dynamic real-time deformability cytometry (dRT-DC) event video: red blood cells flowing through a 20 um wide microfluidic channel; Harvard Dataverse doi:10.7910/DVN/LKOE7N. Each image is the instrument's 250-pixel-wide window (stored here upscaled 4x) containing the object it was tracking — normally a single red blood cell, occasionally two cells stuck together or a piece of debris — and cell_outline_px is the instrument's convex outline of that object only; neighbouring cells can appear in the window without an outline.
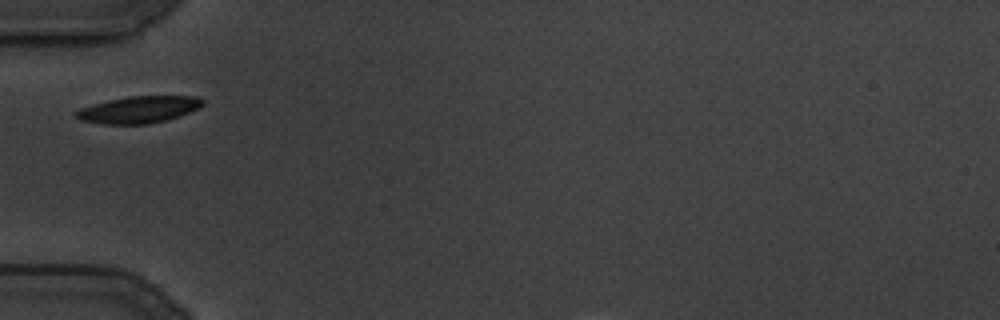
{"species": "common noctule bat (a hibernating species)", "species_latin": "Nyctalus noctula", "temperature_condition": "cold", "stored_images_in_passage": 73, "camera_frame_rate_fps": 3000, "um_per_image_px": 0.085, "animal": {"sex": "male", "body_mass_g": 19.5, "forearm_length_mm": 54.6}, "frame": {"image": 1, "passage_image": 1, "time_ms": 0.0, "image_size_px": [1000, 320], "cell_outline_px": [[204, 104], [200, 108], [180, 116], [168, 120], [148, 124], [100, 124], [80, 120], [72, 112], [80, 108], [92, 104], [108, 100], [128, 96], [196, 96], [204, 100]], "centroid_in_image_um": [11.79, 9.32], "position_along_channel_um": 73.2, "area_um2": 20.11}}
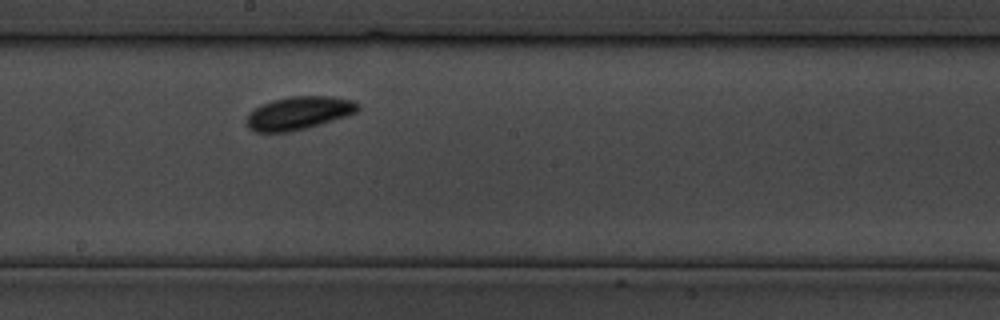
{"frame": {"image": 2, "passage_image": 30, "time_ms": 9.667, "image_size_px": [1000, 320], "cell_outline_px": [[360, 108], [356, 112], [320, 124], [288, 132], [256, 132], [248, 128], [244, 124], [244, 120], [248, 112], [272, 100], [292, 96], [332, 96], [356, 100], [360, 104]], "centroid_in_image_um": [25.37, 9.6], "position_along_channel_um": 222.8, "area_um2": 21.56}}
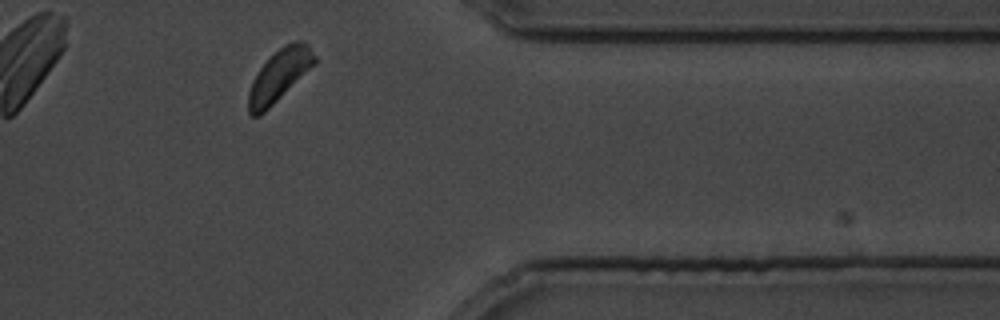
{"frame": {"image": 3, "passage_image": 64, "time_ms": 21.0, "image_size_px": [1000, 320], "cell_outline_px": [[316, 64], [260, 116], [252, 116], [248, 112], [248, 92], [252, 80], [260, 68], [280, 48], [296, 40], [300, 40], [308, 44], [316, 56]], "centroid_in_image_um": [23.75, 6.43], "position_along_channel_um": 387.7, "area_um2": 19.71}}